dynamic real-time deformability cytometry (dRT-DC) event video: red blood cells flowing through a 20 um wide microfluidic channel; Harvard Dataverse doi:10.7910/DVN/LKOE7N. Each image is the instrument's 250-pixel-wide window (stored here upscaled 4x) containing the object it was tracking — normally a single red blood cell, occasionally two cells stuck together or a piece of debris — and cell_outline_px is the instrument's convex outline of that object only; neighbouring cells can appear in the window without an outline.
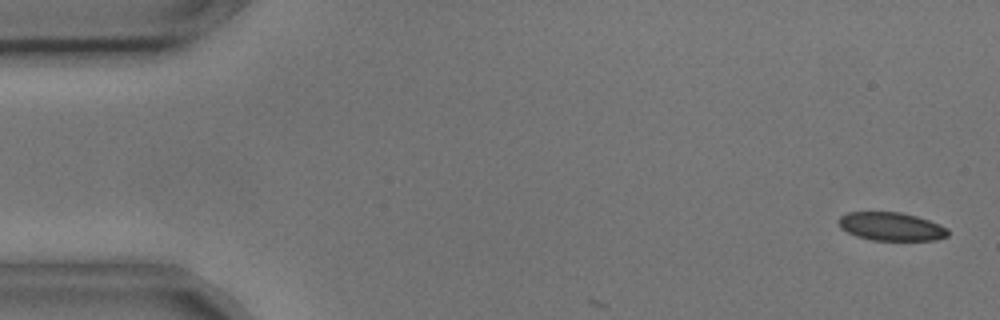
{"species": "common noctule bat (a hibernating species)", "species_latin": "Nyctalus noctula", "temperature_condition": "cold", "stored_images_in_passage": 3, "camera_frame_rate_fps": 3000, "um_per_image_px": 0.085, "animal": {"sex": "male", "body_mass_g": 17.9, "forearm_length_mm": 54.2}, "frame": {"image": 1, "passage_image": 1, "time_ms": 0.0, "image_size_px": [1000, 320], "cell_outline_px": [[948, 236], [936, 240], [872, 240], [856, 236], [840, 228], [836, 220], [840, 216], [848, 212], [900, 212], [916, 216], [940, 224], [948, 228]], "centroid_in_image_um": [75.73, 19.25], "position_along_channel_um": 9.3, "area_um2": 18.15}}